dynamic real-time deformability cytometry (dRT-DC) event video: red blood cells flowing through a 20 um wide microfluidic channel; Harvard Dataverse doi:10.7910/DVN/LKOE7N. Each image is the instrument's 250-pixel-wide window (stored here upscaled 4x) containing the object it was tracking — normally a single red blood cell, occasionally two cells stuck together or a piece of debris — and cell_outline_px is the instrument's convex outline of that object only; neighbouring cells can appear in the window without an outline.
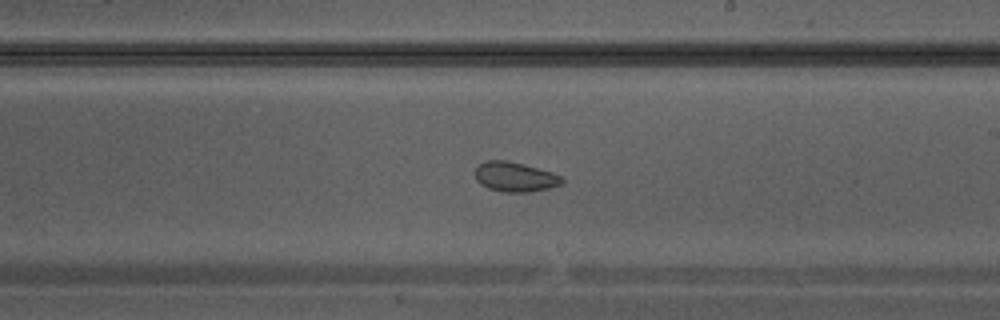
{"species": "Egyptian fruit bat (a non-hibernating species)", "species_latin": "Rousettus aegyptiacus", "temperature_condition": "warm", "stored_images_in_passage": 39, "camera_frame_rate_fps": 3000, "um_per_image_px": 0.085, "animal": {"sex": "male"}, "frame": {"image": 1, "passage_image": 23, "time_ms": 7.333, "image_size_px": [1000, 320], "cell_outline_px": [[564, 180], [560, 184], [548, 188], [528, 192], [504, 192], [488, 188], [480, 184], [476, 180], [476, 168], [480, 164], [488, 160], [508, 160], [524, 164], [552, 172], [564, 176]], "centroid_in_image_um": [43.79, 15.03], "position_along_channel_um": 245.2, "area_um2": 15.03}}